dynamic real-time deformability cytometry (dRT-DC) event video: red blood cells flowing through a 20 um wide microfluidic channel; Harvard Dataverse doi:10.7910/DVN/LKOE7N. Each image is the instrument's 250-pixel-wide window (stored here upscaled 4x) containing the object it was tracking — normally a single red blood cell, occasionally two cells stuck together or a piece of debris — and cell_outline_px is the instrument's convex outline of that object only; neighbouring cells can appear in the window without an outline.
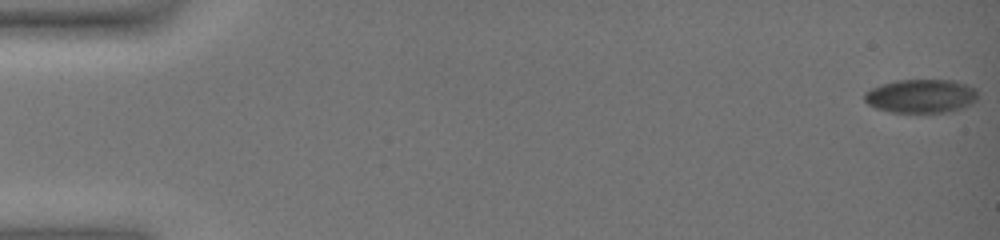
{"species": "common noctule bat (a hibernating species)", "species_latin": "Nyctalus noctula", "temperature_condition": "warm", "stored_images_in_passage": 62, "camera_frame_rate_fps": 3000, "um_per_image_px": 0.085, "animal": {"sex": "female", "body_mass_g": 19.0, "forearm_length_mm": 51.5}, "frame": {"image": 1, "passage_image": 1, "time_ms": 0.0, "image_size_px": [1000, 240], "cell_outline_px": [[976, 100], [972, 104], [964, 108], [948, 112], [892, 112], [876, 108], [868, 104], [864, 100], [864, 92], [872, 88], [896, 80], [952, 80], [976, 88]], "centroid_in_image_um": [78.29, 8.17], "position_along_channel_um": 6.7, "area_um2": 22.2}}
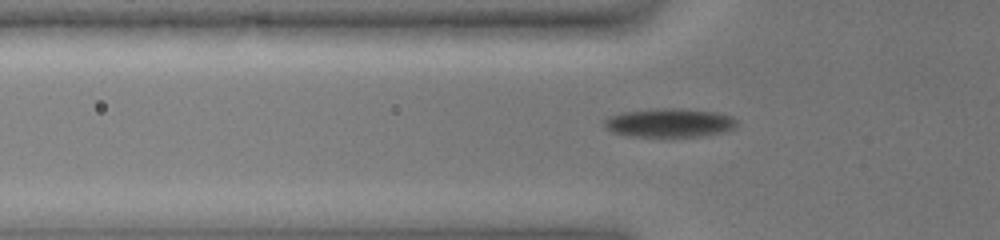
{"frame": {"image": 2, "passage_image": 23, "time_ms": 7.333, "image_size_px": [1000, 240], "cell_outline_px": [[736, 128], [724, 132], [704, 136], [632, 136], [612, 132], [604, 128], [604, 120], [608, 116], [620, 112], [656, 108], [688, 108], [716, 112], [732, 116], [736, 120]], "centroid_in_image_um": [56.9, 10.42], "position_along_channel_um": 68.9, "area_um2": 22.54}}
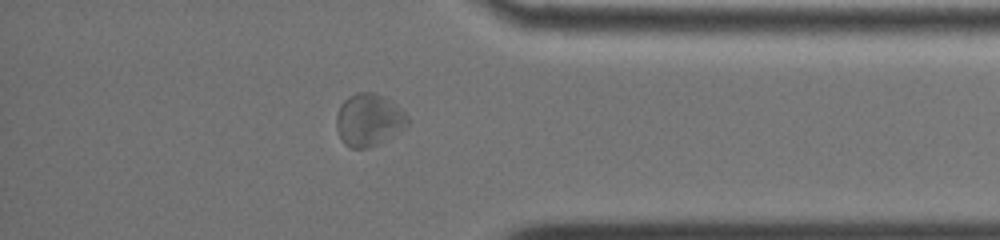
{"frame": {"image": 3, "passage_image": 55, "time_ms": 18.0, "image_size_px": [1000, 240], "cell_outline_px": [[408, 124], [404, 128], [380, 144], [364, 148], [352, 148], [344, 144], [336, 128], [336, 116], [340, 104], [348, 96], [356, 92], [372, 92], [384, 96], [392, 100], [408, 116]], "centroid_in_image_um": [31.34, 10.18], "position_along_channel_um": 403.9, "area_um2": 21.91}, "authors_computed_cell_mechanics": {"area_um2": 22.1663, "velocity_mm_per_s": 3.1836, "shape_relaxation_time_tau1_ms": null, "shape_relaxation_time_tau2_ms": 5.623, "deformation_change_tau1": null, "deformation_change_tau2": 0.0782}}